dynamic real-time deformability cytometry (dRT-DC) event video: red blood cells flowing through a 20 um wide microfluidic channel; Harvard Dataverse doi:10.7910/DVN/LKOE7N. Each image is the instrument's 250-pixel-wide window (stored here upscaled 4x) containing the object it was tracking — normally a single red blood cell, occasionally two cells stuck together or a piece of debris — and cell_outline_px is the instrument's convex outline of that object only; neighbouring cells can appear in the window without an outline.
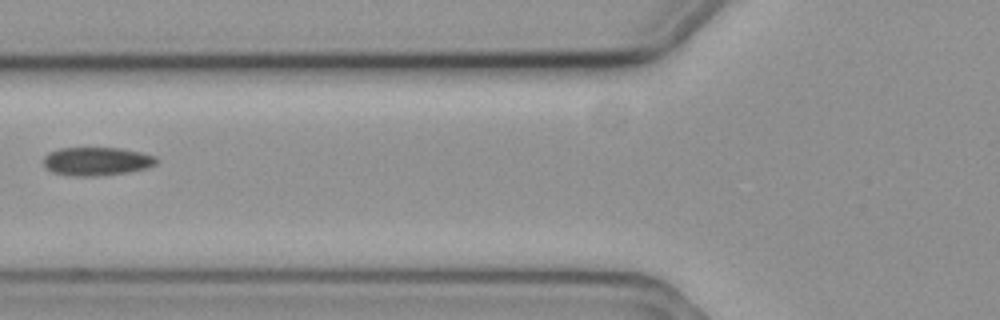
{"species": "common noctule bat (a hibernating species)", "species_latin": "Nyctalus noctula", "temperature_condition": "cold", "stored_images_in_passage": 9, "camera_frame_rate_fps": 3000, "um_per_image_px": 0.085, "animal": {"sex": "female", "body_mass_g": 19.3, "forearm_length_mm": 54.1}, "frame": {"image": 1, "passage_image": 6, "time_ms": 1.667, "image_size_px": [1000, 320], "cell_outline_px": [[160, 160], [156, 164], [148, 168], [128, 172], [100, 176], [72, 176], [52, 172], [44, 168], [44, 156], [48, 152], [60, 148], [120, 148], [140, 152], [156, 156]], "centroid_in_image_um": [8.23, 13.72], "position_along_channel_um": 117.6, "area_um2": 18.96}}
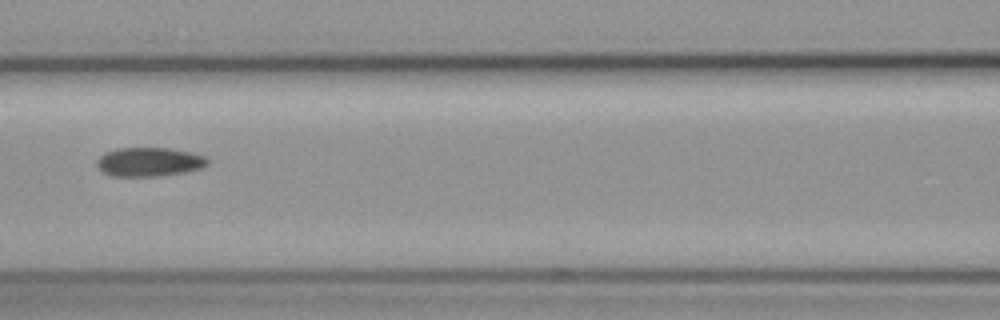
{"frame": {"image": 2, "passage_image": 7, "time_ms": 2.0, "image_size_px": [1000, 320], "cell_outline_px": [[208, 164], [204, 168], [184, 172], [160, 176], [112, 176], [104, 172], [96, 164], [96, 160], [104, 152], [116, 148], [168, 148], [192, 152], [208, 156]], "centroid_in_image_um": [12.72, 13.75], "position_along_channel_um": 153.9, "area_um2": 18.9}}
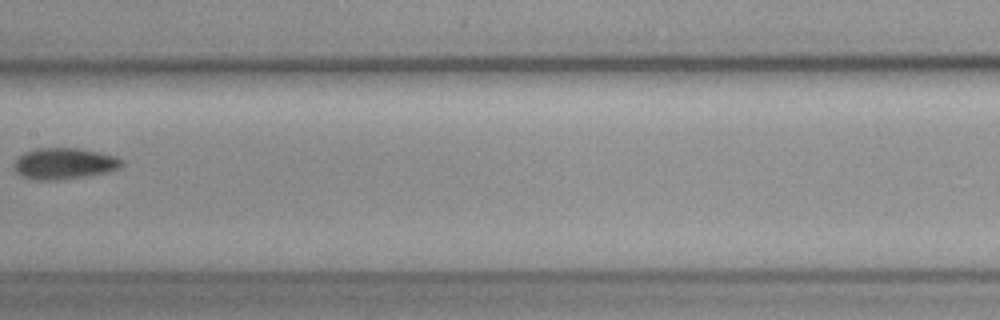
{"frame": {"image": 3, "passage_image": 8, "time_ms": 2.333, "image_size_px": [1000, 320], "cell_outline_px": [[124, 164], [120, 168], [108, 172], [80, 176], [48, 180], [40, 180], [24, 176], [16, 172], [12, 164], [24, 152], [36, 148], [80, 148], [100, 152], [116, 156], [124, 160]], "centroid_in_image_um": [5.49, 13.87], "position_along_channel_um": 201.9, "area_um2": 19.42}}